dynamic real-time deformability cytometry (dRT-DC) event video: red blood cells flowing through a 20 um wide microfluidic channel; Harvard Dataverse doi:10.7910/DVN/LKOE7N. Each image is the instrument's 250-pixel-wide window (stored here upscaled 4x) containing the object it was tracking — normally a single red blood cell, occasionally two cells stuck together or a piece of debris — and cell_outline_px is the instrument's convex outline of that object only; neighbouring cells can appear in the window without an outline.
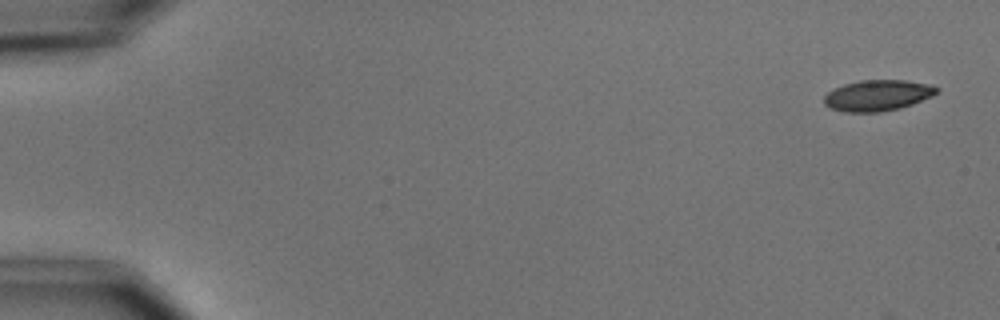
{"species": "common noctule bat (a hibernating species)", "species_latin": "Nyctalus noctula", "temperature_condition": "cold", "stored_images_in_passage": 4, "camera_frame_rate_fps": 3000, "um_per_image_px": 0.085, "animal": {"sex": "male", "body_mass_g": 15.6}, "frame": {"image": 1, "passage_image": 1, "time_ms": 0.0, "image_size_px": [1000, 320], "cell_outline_px": [[940, 88], [932, 96], [912, 104], [900, 108], [880, 112], [844, 112], [828, 108], [824, 104], [824, 96], [828, 92], [844, 84], [860, 80], [904, 80], [932, 84]], "centroid_in_image_um": [74.59, 8.11], "position_along_channel_um": 10.4, "area_um2": 20.4}}
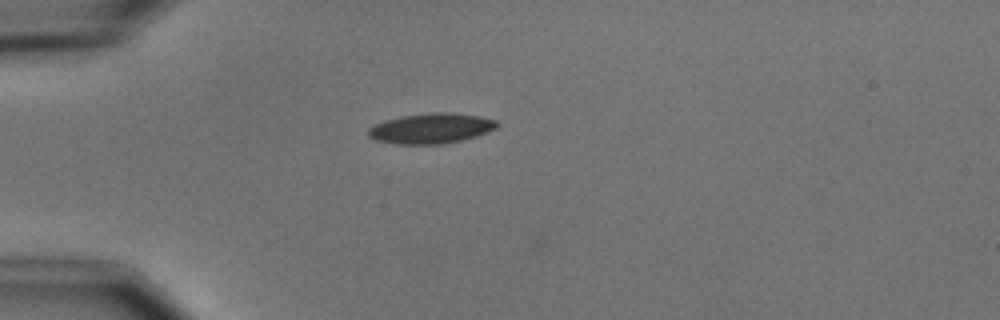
{"frame": {"image": 2, "passage_image": 4, "time_ms": 4.333, "image_size_px": [1000, 320], "cell_outline_px": [[500, 124], [496, 128], [488, 132], [476, 136], [460, 140], [440, 144], [396, 144], [376, 140], [368, 136], [368, 128], [384, 120], [404, 116], [432, 112], [452, 112], [480, 116], [496, 120]], "centroid_in_image_um": [36.66, 10.9], "position_along_channel_um": 48.3, "area_um2": 22.66}}